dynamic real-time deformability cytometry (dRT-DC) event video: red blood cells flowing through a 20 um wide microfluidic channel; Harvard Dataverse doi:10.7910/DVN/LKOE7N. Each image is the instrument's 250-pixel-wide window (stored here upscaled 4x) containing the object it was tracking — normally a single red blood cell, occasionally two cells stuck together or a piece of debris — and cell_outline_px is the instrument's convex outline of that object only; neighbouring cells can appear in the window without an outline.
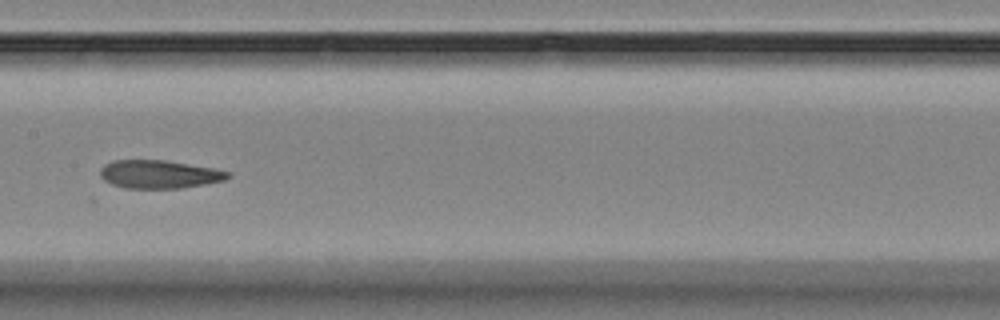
{"species": "Egyptian fruit bat (a non-hibernating species)", "species_latin": "Rousettus aegyptiacus", "temperature_condition": "room temperature", "stored_images_in_passage": 16, "camera_frame_rate_fps": 3000, "um_per_image_px": 0.085, "animal": {"sex": "female"}, "frame": {"image": 1, "passage_image": 8, "time_ms": 8.667, "image_size_px": [1000, 320], "cell_outline_px": [[232, 176], [224, 180], [184, 188], [124, 188], [112, 184], [104, 180], [100, 176], [100, 168], [104, 164], [112, 160], [164, 160], [212, 168], [232, 172]], "centroid_in_image_um": [13.52, 14.81], "position_along_channel_um": 193.9, "area_um2": 21.04}}
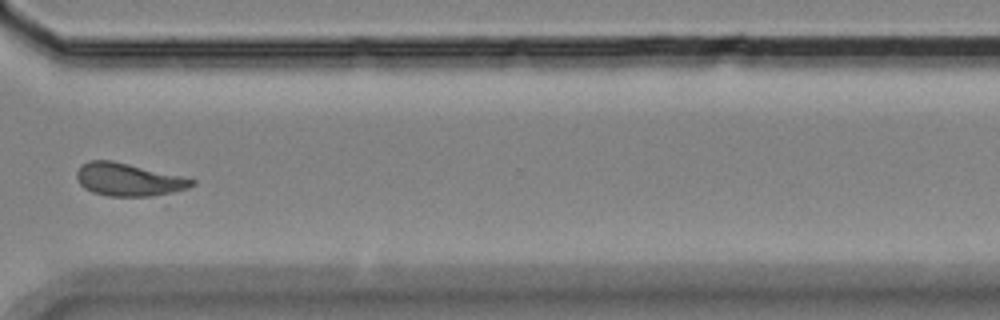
{"frame": {"image": 2, "passage_image": 12, "time_ms": 13.333, "image_size_px": [1000, 320], "cell_outline_px": [[196, 184], [188, 188], [164, 196], [108, 196], [92, 192], [84, 188], [80, 184], [76, 176], [76, 172], [80, 164], [88, 160], [112, 160], [180, 176], [196, 180]], "centroid_in_image_um": [10.92, 15.28], "position_along_channel_um": 359.7, "area_um2": 22.25}}
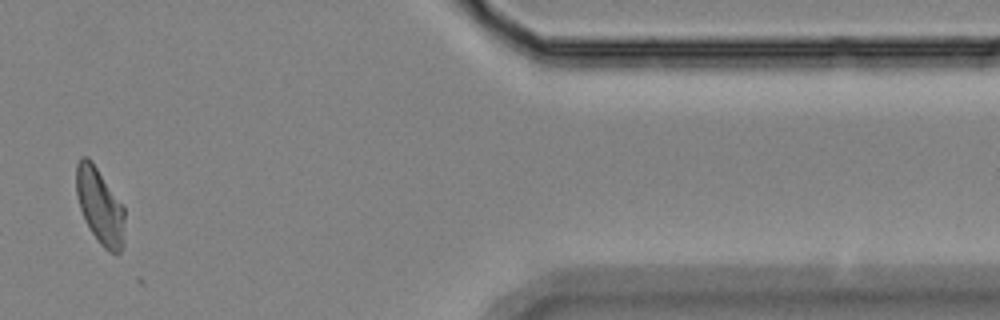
{"frame": {"image": 3, "passage_image": 14, "time_ms": 15.667, "image_size_px": [1000, 320], "cell_outline_px": [[124, 220], [120, 252], [112, 252], [104, 248], [96, 240], [80, 208], [76, 196], [76, 164], [80, 156], [88, 156], [92, 160], [124, 208]], "centroid_in_image_um": [8.45, 17.44], "position_along_channel_um": 403.0, "area_um2": 20.92}, "authors_computed_cell_mechanics": {"area_um2": 21.7039, "velocity_mm_per_s": 3.5584, "shape_relaxation_time_tau1_ms": null, "shape_relaxation_time_tau2_ms": 1.851, "deformation_change_tau1": null, "deformation_change_tau2": 0.0869}}